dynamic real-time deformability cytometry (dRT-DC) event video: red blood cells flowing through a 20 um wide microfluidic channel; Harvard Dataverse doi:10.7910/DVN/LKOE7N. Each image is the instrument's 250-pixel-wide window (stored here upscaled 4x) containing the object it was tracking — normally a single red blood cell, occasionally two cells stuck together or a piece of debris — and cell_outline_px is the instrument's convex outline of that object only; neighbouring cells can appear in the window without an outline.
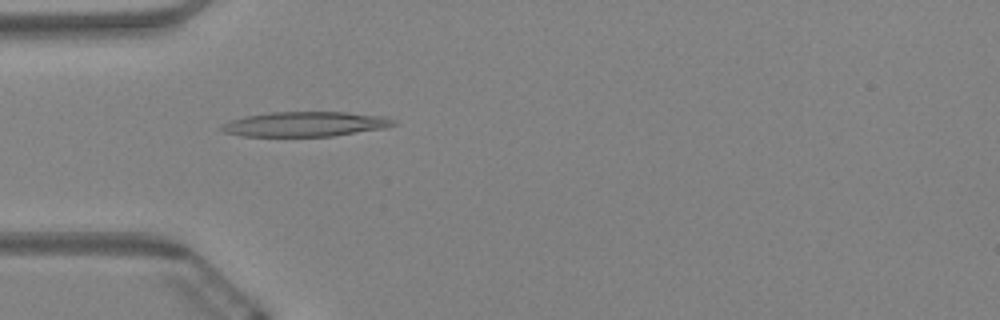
{"species": "Egyptian fruit bat (a non-hibernating species)", "species_latin": "Rousettus aegyptiacus", "temperature_condition": "warm", "stored_images_in_passage": 47, "camera_frame_rate_fps": 3000, "um_per_image_px": 0.085, "animal": {"sex": "female"}, "frame": {"image": 1, "passage_image": 5, "time_ms": 1.333, "image_size_px": [1000, 320], "cell_outline_px": [[396, 124], [384, 128], [332, 136], [244, 136], [220, 132], [216, 128], [232, 120], [244, 116], [268, 112], [348, 112], [384, 116], [396, 120]], "centroid_in_image_um": [25.9, 10.54], "position_along_channel_um": 59.1, "area_um2": 25.03}}
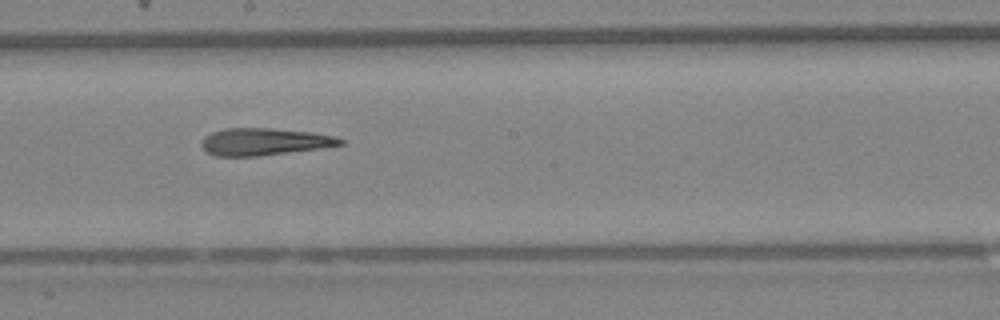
{"frame": {"image": 2, "passage_image": 20, "time_ms": 6.333, "image_size_px": [1000, 320], "cell_outline_px": [[348, 140], [344, 144], [320, 148], [256, 156], [216, 156], [208, 152], [200, 144], [204, 136], [212, 132], [224, 128], [272, 128], [308, 132], [332, 136]], "centroid_in_image_um": [22.45, 12.04], "position_along_channel_um": 225.8, "area_um2": 21.79}}
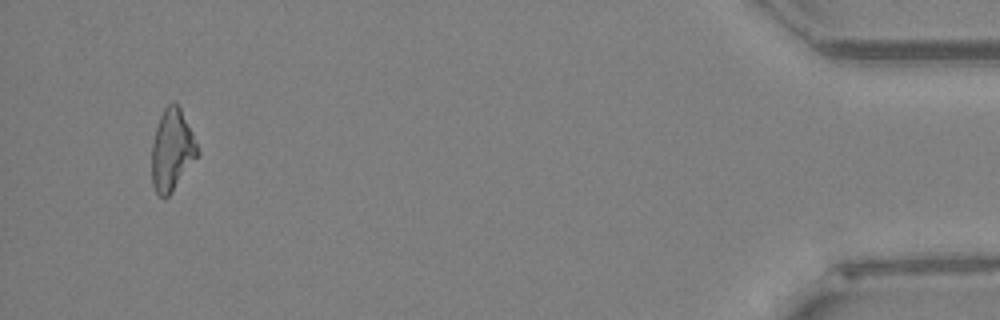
{"frame": {"image": 3, "passage_image": 44, "time_ms": 14.333, "image_size_px": [1000, 320], "cell_outline_px": [[200, 152], [172, 192], [168, 196], [160, 196], [156, 192], [152, 184], [152, 144], [156, 128], [160, 116], [164, 108], [168, 104], [176, 104], [180, 108], [192, 132]], "centroid_in_image_um": [14.61, 12.77], "position_along_channel_um": 420.6, "area_um2": 21.33}, "authors_computed_cell_mechanics": {"area_um2": 22.5998, "velocity_mm_per_s": 3.4102, "shape_relaxation_time_tau1_ms": null, "shape_relaxation_time_tau2_ms": 11.3676, "deformation_change_tau1": null, "deformation_change_tau2": 0.3045}}